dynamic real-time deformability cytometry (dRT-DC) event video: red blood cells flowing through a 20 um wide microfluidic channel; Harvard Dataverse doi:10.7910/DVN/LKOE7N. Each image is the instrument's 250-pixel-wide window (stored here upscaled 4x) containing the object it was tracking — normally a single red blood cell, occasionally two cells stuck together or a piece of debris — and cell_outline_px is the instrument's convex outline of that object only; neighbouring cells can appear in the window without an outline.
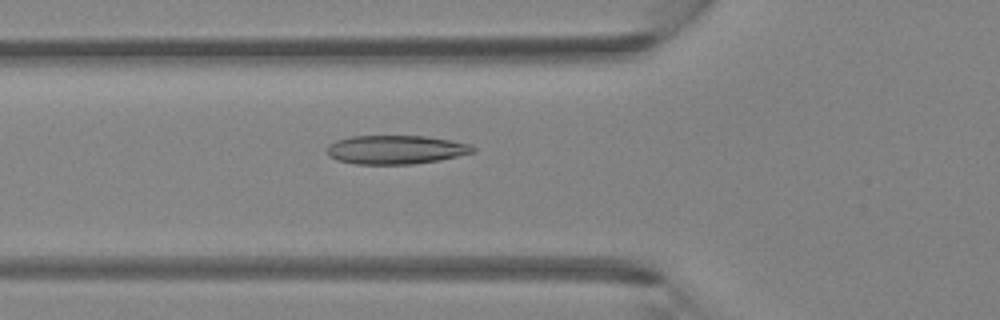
{"species": "Egyptian fruit bat (a non-hibernating species)", "species_latin": "Rousettus aegyptiacus", "temperature_condition": "room temperature", "stored_images_in_passage": 45, "camera_frame_rate_fps": 3000, "um_per_image_px": 0.085, "animal": {"sex": "female"}, "frame": {"image": 1, "passage_image": 16, "time_ms": 5.0, "image_size_px": [1000, 320], "cell_outline_px": [[476, 152], [440, 160], [412, 164], [356, 164], [336, 160], [328, 156], [324, 148], [328, 144], [336, 140], [352, 136], [424, 136], [472, 144], [476, 148]], "centroid_in_image_um": [33.61, 12.72], "position_along_channel_um": 92.2, "area_um2": 24.74}}
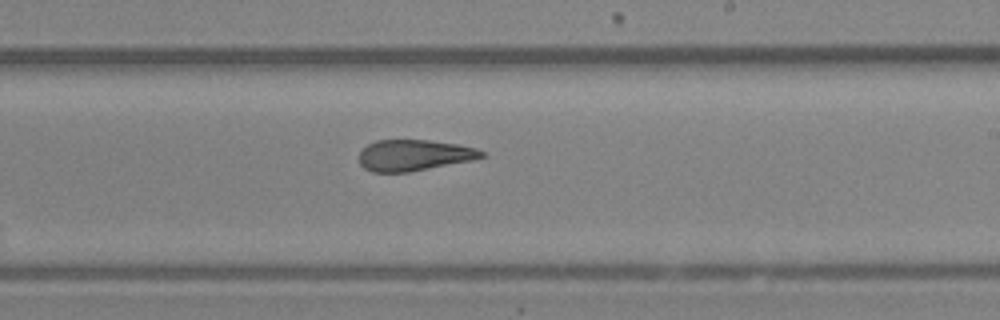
{"frame": {"image": 2, "passage_image": 27, "time_ms": 8.667, "image_size_px": [1000, 320], "cell_outline_px": [[488, 156], [472, 160], [408, 172], [372, 172], [364, 168], [360, 164], [360, 152], [368, 144], [376, 140], [428, 140], [456, 144], [476, 148], [484, 152]], "centroid_in_image_um": [35.2, 13.19], "position_along_channel_um": 253.8, "area_um2": 22.08}}
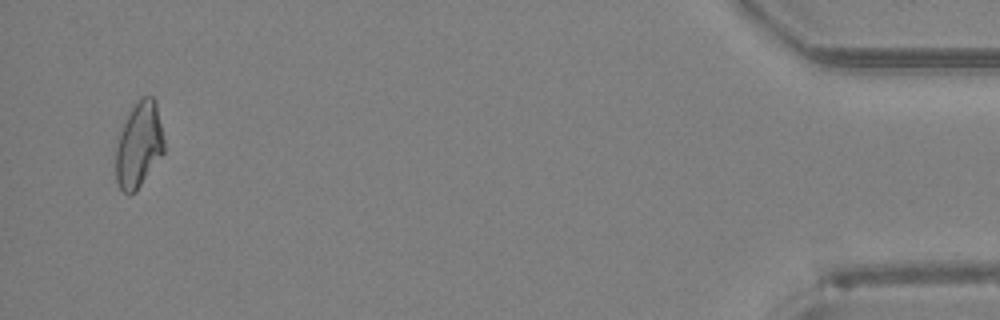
{"frame": {"image": 3, "passage_image": 44, "time_ms": 14.333, "image_size_px": [1000, 320], "cell_outline_px": [[164, 152], [136, 192], [128, 196], [120, 188], [116, 180], [116, 148], [120, 132], [128, 112], [144, 96], [152, 96], [156, 100], [164, 140]], "centroid_in_image_um": [11.81, 12.34], "position_along_channel_um": 423.4, "area_um2": 23.99}}